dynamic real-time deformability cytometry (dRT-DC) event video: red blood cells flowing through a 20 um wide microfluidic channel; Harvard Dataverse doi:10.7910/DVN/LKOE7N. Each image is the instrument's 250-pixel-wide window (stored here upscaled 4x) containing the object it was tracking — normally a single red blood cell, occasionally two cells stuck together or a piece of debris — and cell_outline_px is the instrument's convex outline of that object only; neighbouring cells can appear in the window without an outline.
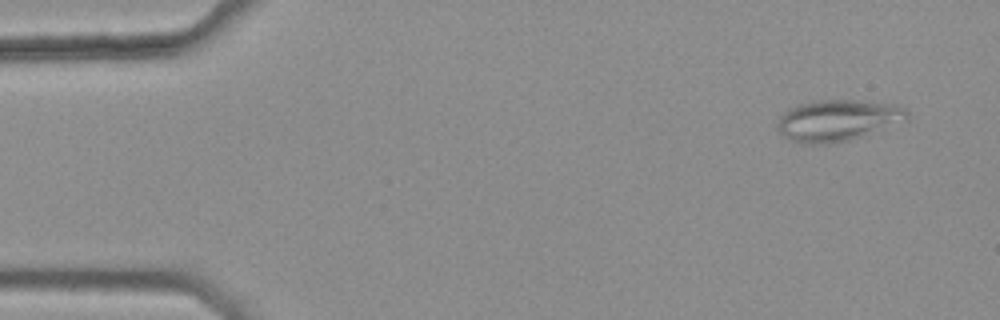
{"species": "common noctule bat (a hibernating species)", "species_latin": "Nyctalus noctula", "temperature_condition": "warm", "stored_images_in_passage": 4, "camera_frame_rate_fps": 3000, "um_per_image_px": 0.085, "animal": {"sex": "female", "body_mass_g": 25.1}, "frame": {"image": 1, "passage_image": 1, "time_ms": 0.0, "image_size_px": [1000, 320], "cell_outline_px": [[908, 120], [848, 140], [828, 144], [804, 144], [792, 140], [784, 136], [776, 128], [776, 124], [780, 116], [788, 108], [800, 104], [816, 100], [864, 100], [892, 104], [904, 108], [908, 112]], "centroid_in_image_um": [71.18, 10.22], "position_along_channel_um": 13.8, "area_um2": 31.15}}